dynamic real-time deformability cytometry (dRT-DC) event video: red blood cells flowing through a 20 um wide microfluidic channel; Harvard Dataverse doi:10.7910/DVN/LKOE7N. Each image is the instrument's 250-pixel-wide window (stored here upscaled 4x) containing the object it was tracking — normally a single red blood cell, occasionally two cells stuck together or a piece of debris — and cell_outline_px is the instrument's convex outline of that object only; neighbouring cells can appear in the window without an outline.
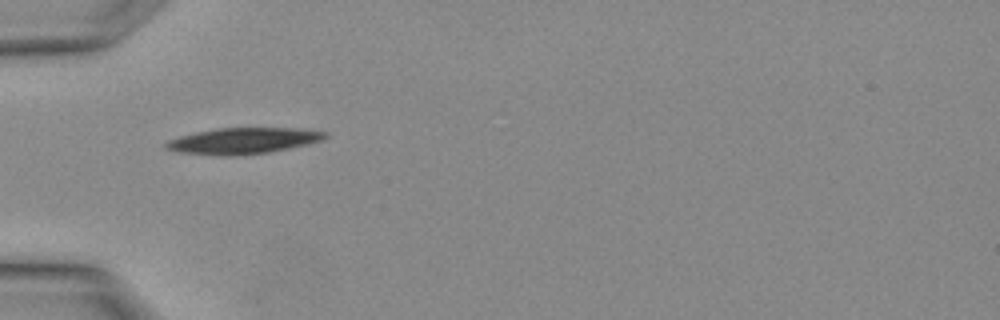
{"species": "Egyptian fruit bat (a non-hibernating species)", "species_latin": "Rousettus aegyptiacus", "temperature_condition": "warm", "stored_images_in_passage": 2, "camera_frame_rate_fps": 3000, "um_per_image_px": 0.085, "animal": {"sex": "female"}, "frame": {"image": 1, "passage_image": 2, "time_ms": 0.333, "image_size_px": [1000, 320], "cell_outline_px": [[328, 136], [320, 140], [288, 148], [268, 152], [228, 156], [220, 156], [180, 152], [164, 148], [164, 144], [168, 140], [180, 136], [196, 132], [216, 128], [300, 128], [328, 132]], "centroid_in_image_um": [20.63, 11.96], "position_along_channel_um": 64.4, "area_um2": 23.99}}